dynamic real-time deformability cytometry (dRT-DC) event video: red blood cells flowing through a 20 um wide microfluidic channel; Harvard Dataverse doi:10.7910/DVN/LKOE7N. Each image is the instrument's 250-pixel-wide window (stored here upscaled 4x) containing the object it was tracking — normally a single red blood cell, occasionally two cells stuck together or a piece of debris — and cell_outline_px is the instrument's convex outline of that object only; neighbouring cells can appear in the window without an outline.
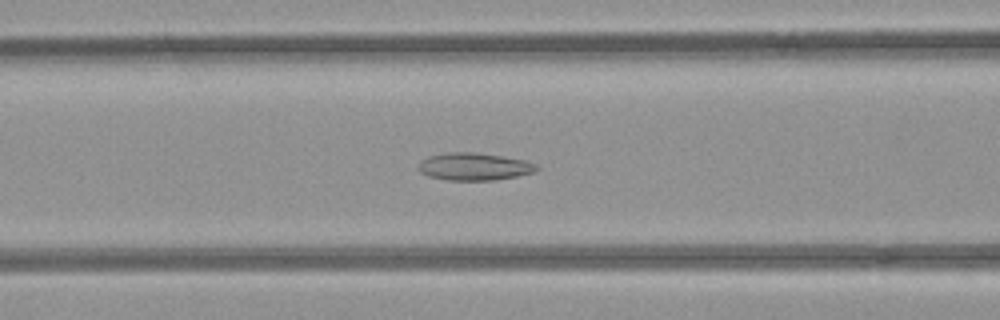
{"species": "common noctule bat (a hibernating species)", "species_latin": "Nyctalus noctula", "temperature_condition": "room temperature", "stored_images_in_passage": 53, "camera_frame_rate_fps": 3000, "um_per_image_px": 0.085, "animal": {"sex": "female", "body_mass_g": 21.9}, "frame": {"image": 1, "passage_image": 22, "time_ms": 7.0, "image_size_px": [1000, 320], "cell_outline_px": [[540, 168], [532, 172], [516, 176], [492, 180], [448, 180], [428, 176], [420, 172], [416, 168], [420, 160], [428, 156], [448, 152], [472, 152], [500, 156], [524, 160], [536, 164]], "centroid_in_image_um": [40.24, 14.16], "position_along_channel_um": 126.4, "area_um2": 18.84}}
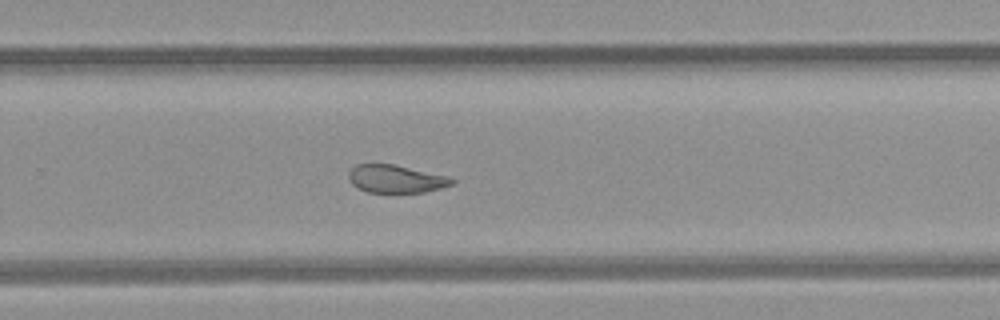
{"frame": {"image": 2, "passage_image": 35, "time_ms": 11.333, "image_size_px": [1000, 320], "cell_outline_px": [[456, 180], [452, 184], [440, 188], [424, 192], [368, 192], [356, 188], [348, 180], [348, 172], [356, 164], [396, 164], [452, 176]], "centroid_in_image_um": [33.67, 15.19], "position_along_channel_um": 296.1, "area_um2": 17.11}}
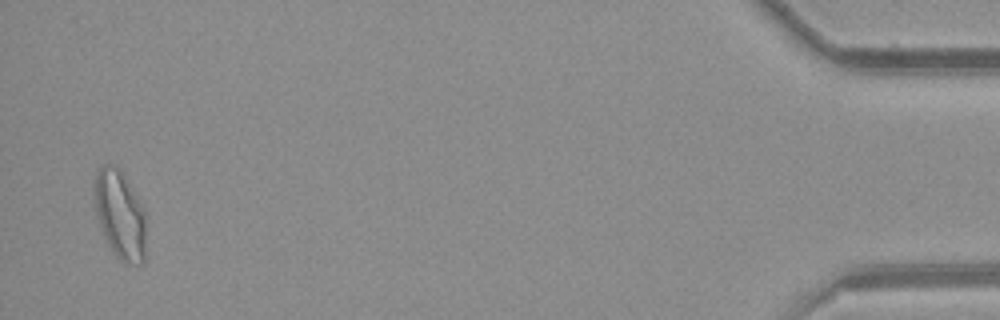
{"frame": {"image": 3, "passage_image": 52, "time_ms": 17.0, "image_size_px": [1000, 320], "cell_outline_px": [[144, 264], [124, 264], [116, 256], [108, 244], [100, 228], [96, 212], [92, 188], [96, 172], [104, 164], [116, 164], [120, 168], [144, 208]], "centroid_in_image_um": [10.16, 18.22], "position_along_channel_um": 425.0, "area_um2": 26.88}, "authors_computed_cell_mechanics": {"area_um2": 20.6924, "velocity_mm_per_s": 3.9304, "shape_relaxation_time_tau1_ms": null, "shape_relaxation_time_tau2_ms": 3.073, "deformation_change_tau1": null, "deformation_change_tau2": 0.1048}}